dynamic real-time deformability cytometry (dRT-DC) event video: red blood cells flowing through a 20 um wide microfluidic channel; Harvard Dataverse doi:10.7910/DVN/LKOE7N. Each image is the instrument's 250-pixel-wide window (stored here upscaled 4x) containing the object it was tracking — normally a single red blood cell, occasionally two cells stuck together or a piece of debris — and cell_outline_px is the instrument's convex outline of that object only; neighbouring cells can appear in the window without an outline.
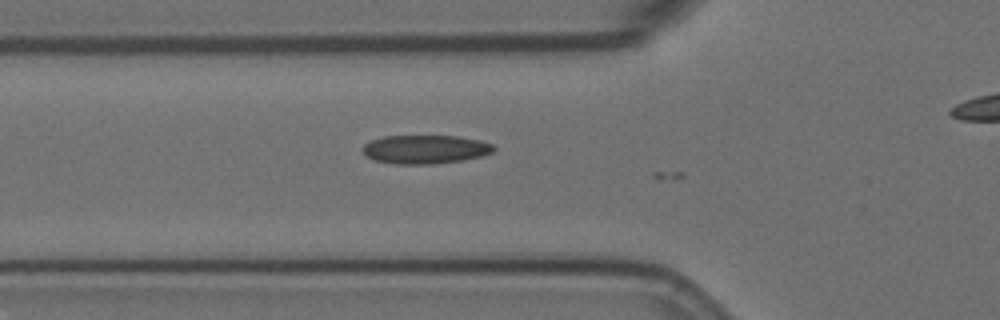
{"species": "Egyptian fruit bat (a non-hibernating species)", "species_latin": "Rousettus aegyptiacus", "temperature_condition": "room temperature", "stored_images_in_passage": 18, "camera_frame_rate_fps": 3000, "um_per_image_px": 0.085, "animal": {"sex": "female"}, "frame": {"image": 1, "passage_image": 16, "time_ms": 5.0, "image_size_px": [1000, 320], "cell_outline_px": [[496, 148], [492, 152], [480, 156], [464, 160], [432, 164], [396, 164], [372, 160], [364, 156], [360, 148], [364, 144], [372, 140], [384, 136], [460, 136], [480, 140], [492, 144]], "centroid_in_image_um": [36.1, 12.69], "position_along_channel_um": 89.7, "area_um2": 22.14}}